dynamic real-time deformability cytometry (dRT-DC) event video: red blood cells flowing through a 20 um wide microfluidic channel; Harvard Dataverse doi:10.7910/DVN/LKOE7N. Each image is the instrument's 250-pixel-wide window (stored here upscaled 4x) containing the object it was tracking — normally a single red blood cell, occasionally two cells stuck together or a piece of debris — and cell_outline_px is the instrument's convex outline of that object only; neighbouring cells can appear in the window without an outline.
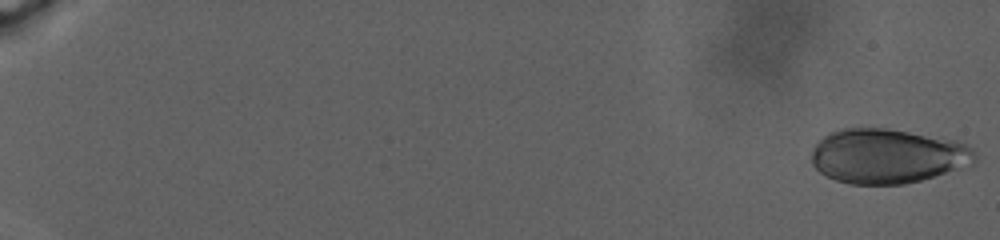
{"species": "human", "species_latin": "Homo sapiens", "temperature_condition": "warm", "stored_images_in_passage": 95, "camera_frame_rate_fps": 3000, "um_per_image_px": 0.085, "donor": {"sex": "male"}, "frame": {"image": 1, "passage_image": 1, "time_ms": 0.0, "image_size_px": [1000, 240], "cell_outline_px": [[976, 160], [972, 164], [920, 180], [904, 184], [848, 184], [836, 180], [820, 172], [812, 164], [812, 148], [828, 132], [840, 128], [884, 128], [908, 132], [952, 140], [964, 144], [972, 148], [976, 156]], "centroid_in_image_um": [75.38, 13.26], "position_along_channel_um": 9.6, "area_um2": 51.56}}
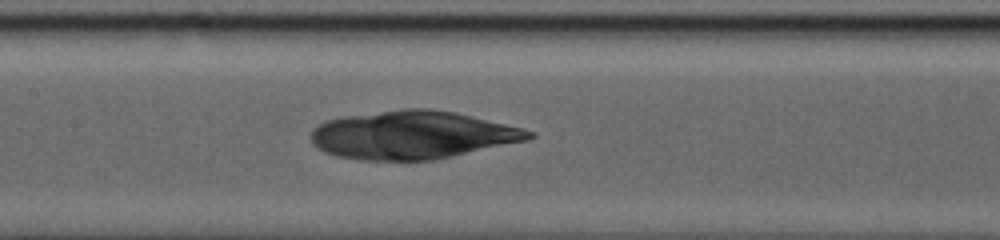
{"frame": {"image": 2, "passage_image": 54, "time_ms": 16.333, "image_size_px": [1000, 240], "cell_outline_px": [[536, 136], [532, 140], [432, 160], [360, 160], [336, 156], [324, 152], [316, 148], [312, 144], [312, 128], [316, 124], [328, 120], [344, 116], [404, 108], [432, 108], [456, 112], [524, 128], [536, 132]], "centroid_in_image_um": [35.1, 11.47], "position_along_channel_um": 172.3, "area_um2": 61.67}}
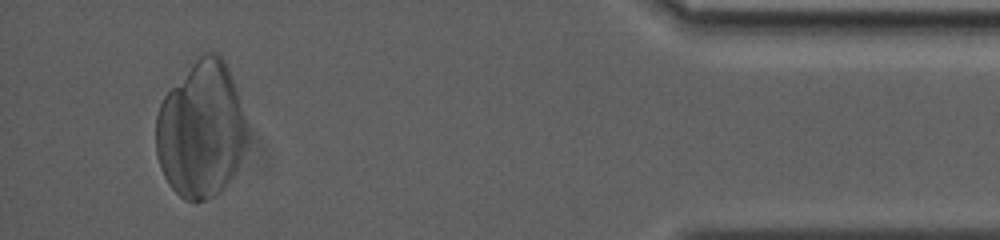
{"frame": {"image": 3, "passage_image": 90, "time_ms": 28.667, "image_size_px": [1000, 240], "cell_outline_px": [[244, 148], [236, 168], [224, 188], [220, 192], [208, 200], [196, 204], [184, 200], [168, 184], [160, 168], [156, 152], [156, 116], [160, 104], [164, 96], [196, 56], [204, 52], [216, 52], [224, 60], [228, 68], [236, 88], [244, 116]], "centroid_in_image_um": [17.04, 11.03], "position_along_channel_um": 418.2, "area_um2": 72.31}}